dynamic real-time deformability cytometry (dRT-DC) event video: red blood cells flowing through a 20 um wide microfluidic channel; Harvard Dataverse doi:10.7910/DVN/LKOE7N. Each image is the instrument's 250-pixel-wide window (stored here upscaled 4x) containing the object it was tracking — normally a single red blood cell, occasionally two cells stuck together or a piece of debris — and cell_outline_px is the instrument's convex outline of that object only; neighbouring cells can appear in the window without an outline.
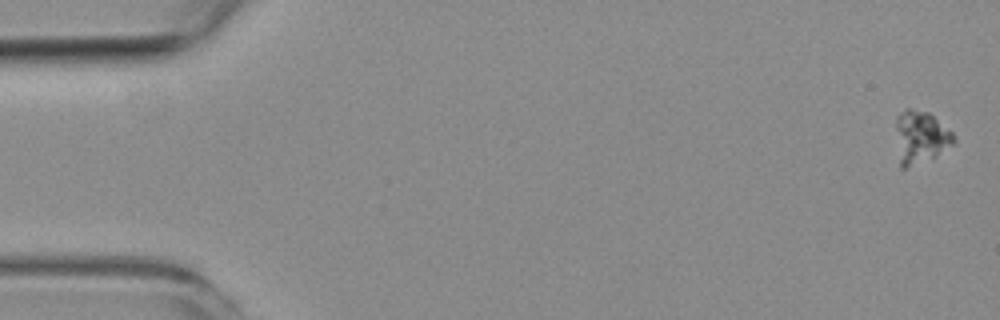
{"species": "common noctule bat (a hibernating species)", "species_latin": "Nyctalus noctula", "temperature_condition": "room temperature", "stored_images_in_passage": 6, "camera_frame_rate_fps": 3000, "um_per_image_px": 0.085, "animal": {"sex": "female", "body_mass_g": 19.3, "forearm_length_mm": 54.1}, "frame": {"image": 1, "passage_image": 1, "time_ms": 0.0, "image_size_px": [1000, 320], "cell_outline_px": [[956, 144], [932, 156], [904, 168], [900, 168], [896, 128], [896, 116], [904, 108], [912, 108], [928, 112], [952, 132], [956, 140]], "centroid_in_image_um": [78.24, 11.6], "position_along_channel_um": 6.8, "area_um2": 17.4}}
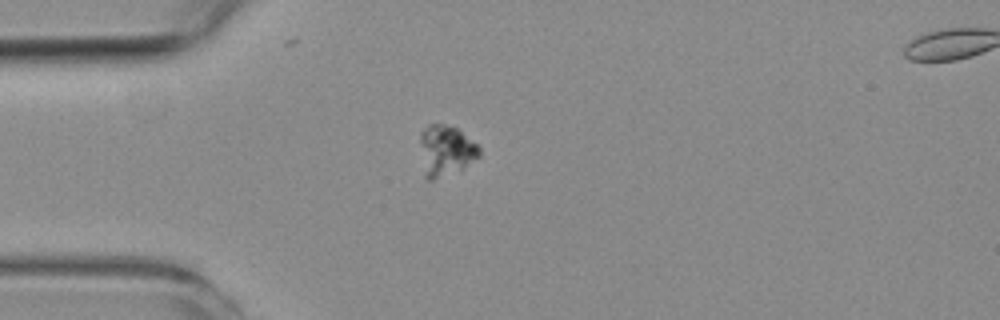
{"frame": {"image": 2, "passage_image": 5, "time_ms": 4.667, "image_size_px": [1000, 320], "cell_outline_px": [[480, 156], [460, 168], [432, 180], [428, 180], [424, 176], [420, 140], [420, 132], [428, 124], [440, 124], [456, 128], [476, 144], [480, 148]], "centroid_in_image_um": [37.85, 12.77], "position_along_channel_um": 47.1, "area_um2": 16.94}}